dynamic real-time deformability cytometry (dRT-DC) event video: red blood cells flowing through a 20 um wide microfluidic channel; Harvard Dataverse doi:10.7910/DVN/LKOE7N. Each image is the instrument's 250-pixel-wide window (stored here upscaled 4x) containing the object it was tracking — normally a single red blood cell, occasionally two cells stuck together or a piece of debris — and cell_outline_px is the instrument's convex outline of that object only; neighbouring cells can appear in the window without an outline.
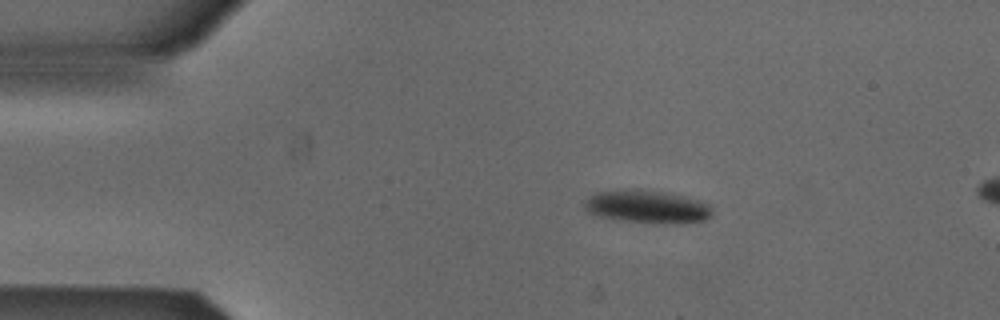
{"species": "Egyptian fruit bat (a non-hibernating species)", "species_latin": "Rousettus aegyptiacus", "temperature_condition": "cold", "stored_images_in_passage": 6, "camera_frame_rate_fps": 3000, "um_per_image_px": 0.085, "animal": {"sex": "male"}, "frame": {"image": 1, "passage_image": 1, "time_ms": 0.0, "image_size_px": [1000, 320], "cell_outline_px": [[712, 216], [704, 220], [676, 224], [656, 224], [600, 216], [588, 212], [584, 208], [584, 204], [596, 192], [636, 188], [684, 196], [708, 204], [712, 208]], "centroid_in_image_um": [55.05, 17.57], "position_along_channel_um": 30.0, "area_um2": 24.22}}